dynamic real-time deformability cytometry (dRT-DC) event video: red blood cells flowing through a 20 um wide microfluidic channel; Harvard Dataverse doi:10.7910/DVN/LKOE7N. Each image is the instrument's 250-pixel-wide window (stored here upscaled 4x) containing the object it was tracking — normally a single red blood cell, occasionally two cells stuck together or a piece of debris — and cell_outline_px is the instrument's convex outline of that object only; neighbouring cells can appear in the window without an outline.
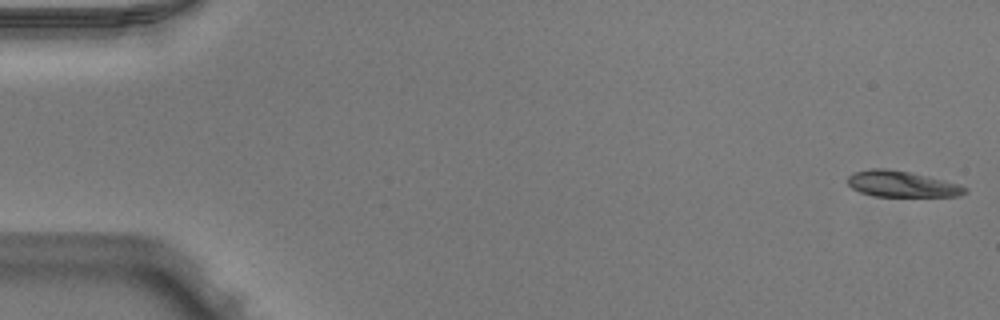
{"species": "Egyptian fruit bat (a non-hibernating species)", "species_latin": "Rousettus aegyptiacus", "temperature_condition": "warm", "stored_images_in_passage": 11, "camera_frame_rate_fps": 3000, "um_per_image_px": 0.085, "animal": {"sex": "male"}, "frame": {"image": 1, "passage_image": 1, "time_ms": 0.0, "image_size_px": [1000, 320], "cell_outline_px": [[968, 192], [960, 196], [872, 196], [860, 192], [852, 188], [848, 184], [848, 176], [852, 172], [872, 168], [884, 168], [908, 172], [944, 180], [960, 184], [968, 188]], "centroid_in_image_um": [76.65, 15.64], "position_along_channel_um": 8.3, "area_um2": 17.8}}